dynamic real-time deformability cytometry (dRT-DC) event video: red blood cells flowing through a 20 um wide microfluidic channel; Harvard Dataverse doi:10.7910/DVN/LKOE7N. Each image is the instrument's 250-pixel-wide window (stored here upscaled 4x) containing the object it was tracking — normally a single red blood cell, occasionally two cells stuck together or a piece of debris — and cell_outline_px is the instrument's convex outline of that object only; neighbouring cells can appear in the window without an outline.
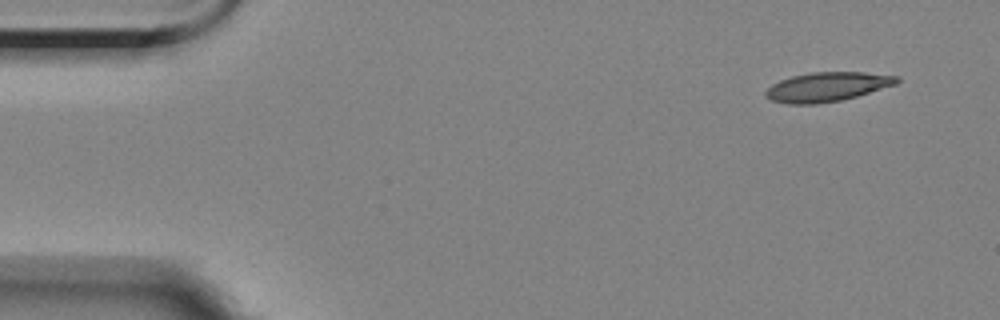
{"species": "Egyptian fruit bat (a non-hibernating species)", "species_latin": "Rousettus aegyptiacus", "temperature_condition": "room temperature", "stored_images_in_passage": 2, "camera_frame_rate_fps": 3000, "um_per_image_px": 0.085, "animal": {"sex": "female"}, "frame": {"image": 1, "passage_image": 1, "time_ms": 0.0, "image_size_px": [1000, 320], "cell_outline_px": [[900, 80], [896, 84], [856, 96], [840, 100], [816, 104], [788, 104], [772, 100], [764, 96], [764, 92], [772, 84], [780, 80], [792, 76], [808, 72], [864, 72], [900, 76]], "centroid_in_image_um": [70.29, 7.37], "position_along_channel_um": 14.7, "area_um2": 22.37}}